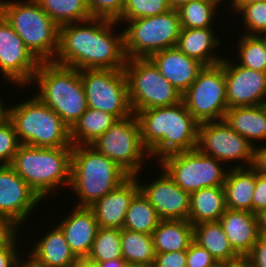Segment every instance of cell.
<instances>
[{
  "label": "cell",
  "mask_w": 266,
  "mask_h": 267,
  "mask_svg": "<svg viewBox=\"0 0 266 267\" xmlns=\"http://www.w3.org/2000/svg\"><path fill=\"white\" fill-rule=\"evenodd\" d=\"M119 24L91 18L60 26L59 47L53 63L78 70H124L127 62L124 29L119 33L116 29Z\"/></svg>",
  "instance_id": "1"
},
{
  "label": "cell",
  "mask_w": 266,
  "mask_h": 267,
  "mask_svg": "<svg viewBox=\"0 0 266 267\" xmlns=\"http://www.w3.org/2000/svg\"><path fill=\"white\" fill-rule=\"evenodd\" d=\"M141 140L150 158L160 161L165 156L197 148L199 123L183 101L167 106L137 111Z\"/></svg>",
  "instance_id": "2"
},
{
  "label": "cell",
  "mask_w": 266,
  "mask_h": 267,
  "mask_svg": "<svg viewBox=\"0 0 266 267\" xmlns=\"http://www.w3.org/2000/svg\"><path fill=\"white\" fill-rule=\"evenodd\" d=\"M73 147L41 148L21 144L10 166L43 200L60 186L70 187Z\"/></svg>",
  "instance_id": "3"
},
{
  "label": "cell",
  "mask_w": 266,
  "mask_h": 267,
  "mask_svg": "<svg viewBox=\"0 0 266 267\" xmlns=\"http://www.w3.org/2000/svg\"><path fill=\"white\" fill-rule=\"evenodd\" d=\"M36 97L54 110L70 129L87 110L80 70L53 62H40L32 79Z\"/></svg>",
  "instance_id": "4"
},
{
  "label": "cell",
  "mask_w": 266,
  "mask_h": 267,
  "mask_svg": "<svg viewBox=\"0 0 266 267\" xmlns=\"http://www.w3.org/2000/svg\"><path fill=\"white\" fill-rule=\"evenodd\" d=\"M129 175L90 145L73 146L70 188L79 198L77 207H90L124 182Z\"/></svg>",
  "instance_id": "5"
},
{
  "label": "cell",
  "mask_w": 266,
  "mask_h": 267,
  "mask_svg": "<svg viewBox=\"0 0 266 267\" xmlns=\"http://www.w3.org/2000/svg\"><path fill=\"white\" fill-rule=\"evenodd\" d=\"M0 13L39 62H53L59 26L35 0H0Z\"/></svg>",
  "instance_id": "6"
},
{
  "label": "cell",
  "mask_w": 266,
  "mask_h": 267,
  "mask_svg": "<svg viewBox=\"0 0 266 267\" xmlns=\"http://www.w3.org/2000/svg\"><path fill=\"white\" fill-rule=\"evenodd\" d=\"M9 120L21 144L41 148L73 147L68 126L36 96L10 105Z\"/></svg>",
  "instance_id": "7"
},
{
  "label": "cell",
  "mask_w": 266,
  "mask_h": 267,
  "mask_svg": "<svg viewBox=\"0 0 266 267\" xmlns=\"http://www.w3.org/2000/svg\"><path fill=\"white\" fill-rule=\"evenodd\" d=\"M124 26V49L127 59L149 58L155 52L176 47L181 31L177 10L128 21Z\"/></svg>",
  "instance_id": "8"
},
{
  "label": "cell",
  "mask_w": 266,
  "mask_h": 267,
  "mask_svg": "<svg viewBox=\"0 0 266 267\" xmlns=\"http://www.w3.org/2000/svg\"><path fill=\"white\" fill-rule=\"evenodd\" d=\"M124 72L133 113L173 106L182 101V94L161 75L149 58L127 59Z\"/></svg>",
  "instance_id": "9"
},
{
  "label": "cell",
  "mask_w": 266,
  "mask_h": 267,
  "mask_svg": "<svg viewBox=\"0 0 266 267\" xmlns=\"http://www.w3.org/2000/svg\"><path fill=\"white\" fill-rule=\"evenodd\" d=\"M90 146L114 161L129 176L141 174L145 168L142 164L147 163L144 160H150L141 140L140 124L135 113L118 119Z\"/></svg>",
  "instance_id": "10"
},
{
  "label": "cell",
  "mask_w": 266,
  "mask_h": 267,
  "mask_svg": "<svg viewBox=\"0 0 266 267\" xmlns=\"http://www.w3.org/2000/svg\"><path fill=\"white\" fill-rule=\"evenodd\" d=\"M158 162L159 168L189 194L202 188L223 186L229 170L224 163L197 148L169 154Z\"/></svg>",
  "instance_id": "11"
},
{
  "label": "cell",
  "mask_w": 266,
  "mask_h": 267,
  "mask_svg": "<svg viewBox=\"0 0 266 267\" xmlns=\"http://www.w3.org/2000/svg\"><path fill=\"white\" fill-rule=\"evenodd\" d=\"M182 101L199 124L223 120L229 109L224 59L220 64L204 66L195 81L183 93Z\"/></svg>",
  "instance_id": "12"
},
{
  "label": "cell",
  "mask_w": 266,
  "mask_h": 267,
  "mask_svg": "<svg viewBox=\"0 0 266 267\" xmlns=\"http://www.w3.org/2000/svg\"><path fill=\"white\" fill-rule=\"evenodd\" d=\"M87 107L98 109L122 119L133 114L124 70H80Z\"/></svg>",
  "instance_id": "13"
},
{
  "label": "cell",
  "mask_w": 266,
  "mask_h": 267,
  "mask_svg": "<svg viewBox=\"0 0 266 267\" xmlns=\"http://www.w3.org/2000/svg\"><path fill=\"white\" fill-rule=\"evenodd\" d=\"M197 149L225 163V166L226 162L236 160L242 164H235L234 168L252 167L254 163V146L224 120L199 124Z\"/></svg>",
  "instance_id": "14"
},
{
  "label": "cell",
  "mask_w": 266,
  "mask_h": 267,
  "mask_svg": "<svg viewBox=\"0 0 266 267\" xmlns=\"http://www.w3.org/2000/svg\"><path fill=\"white\" fill-rule=\"evenodd\" d=\"M39 63L0 13V73L4 80L13 85L18 84L16 88H27Z\"/></svg>",
  "instance_id": "15"
},
{
  "label": "cell",
  "mask_w": 266,
  "mask_h": 267,
  "mask_svg": "<svg viewBox=\"0 0 266 267\" xmlns=\"http://www.w3.org/2000/svg\"><path fill=\"white\" fill-rule=\"evenodd\" d=\"M42 199L10 165H0V215L19 231Z\"/></svg>",
  "instance_id": "16"
},
{
  "label": "cell",
  "mask_w": 266,
  "mask_h": 267,
  "mask_svg": "<svg viewBox=\"0 0 266 267\" xmlns=\"http://www.w3.org/2000/svg\"><path fill=\"white\" fill-rule=\"evenodd\" d=\"M228 108L266 104V72L245 68L224 58Z\"/></svg>",
  "instance_id": "17"
},
{
  "label": "cell",
  "mask_w": 266,
  "mask_h": 267,
  "mask_svg": "<svg viewBox=\"0 0 266 267\" xmlns=\"http://www.w3.org/2000/svg\"><path fill=\"white\" fill-rule=\"evenodd\" d=\"M150 183H139V190L156 209L161 220H188L190 194L181 189L163 170Z\"/></svg>",
  "instance_id": "18"
},
{
  "label": "cell",
  "mask_w": 266,
  "mask_h": 267,
  "mask_svg": "<svg viewBox=\"0 0 266 267\" xmlns=\"http://www.w3.org/2000/svg\"><path fill=\"white\" fill-rule=\"evenodd\" d=\"M138 178V175L129 176L118 187L89 207L93 211L99 227L123 228L130 201L139 191Z\"/></svg>",
  "instance_id": "19"
},
{
  "label": "cell",
  "mask_w": 266,
  "mask_h": 267,
  "mask_svg": "<svg viewBox=\"0 0 266 267\" xmlns=\"http://www.w3.org/2000/svg\"><path fill=\"white\" fill-rule=\"evenodd\" d=\"M149 59L158 68L161 75L182 95L204 67L197 60L186 56L177 47L155 52Z\"/></svg>",
  "instance_id": "20"
},
{
  "label": "cell",
  "mask_w": 266,
  "mask_h": 267,
  "mask_svg": "<svg viewBox=\"0 0 266 267\" xmlns=\"http://www.w3.org/2000/svg\"><path fill=\"white\" fill-rule=\"evenodd\" d=\"M57 226L63 232L70 250L79 258H87L93 246L98 223L89 207H72Z\"/></svg>",
  "instance_id": "21"
},
{
  "label": "cell",
  "mask_w": 266,
  "mask_h": 267,
  "mask_svg": "<svg viewBox=\"0 0 266 267\" xmlns=\"http://www.w3.org/2000/svg\"><path fill=\"white\" fill-rule=\"evenodd\" d=\"M219 222L233 250L238 255H248L259 236L256 214L226 209Z\"/></svg>",
  "instance_id": "22"
},
{
  "label": "cell",
  "mask_w": 266,
  "mask_h": 267,
  "mask_svg": "<svg viewBox=\"0 0 266 267\" xmlns=\"http://www.w3.org/2000/svg\"><path fill=\"white\" fill-rule=\"evenodd\" d=\"M52 227L31 244L32 250L28 256L44 267H74L78 258L70 250L61 229L57 225Z\"/></svg>",
  "instance_id": "23"
},
{
  "label": "cell",
  "mask_w": 266,
  "mask_h": 267,
  "mask_svg": "<svg viewBox=\"0 0 266 267\" xmlns=\"http://www.w3.org/2000/svg\"><path fill=\"white\" fill-rule=\"evenodd\" d=\"M213 29V27L181 28L176 47L204 66L220 64L223 61L222 56L212 53L221 44Z\"/></svg>",
  "instance_id": "24"
},
{
  "label": "cell",
  "mask_w": 266,
  "mask_h": 267,
  "mask_svg": "<svg viewBox=\"0 0 266 267\" xmlns=\"http://www.w3.org/2000/svg\"><path fill=\"white\" fill-rule=\"evenodd\" d=\"M223 120L254 147L256 140H266V104L231 107L225 112Z\"/></svg>",
  "instance_id": "25"
},
{
  "label": "cell",
  "mask_w": 266,
  "mask_h": 267,
  "mask_svg": "<svg viewBox=\"0 0 266 267\" xmlns=\"http://www.w3.org/2000/svg\"><path fill=\"white\" fill-rule=\"evenodd\" d=\"M226 208L252 212L253 192L256 187V169L252 167L228 170L224 182Z\"/></svg>",
  "instance_id": "26"
},
{
  "label": "cell",
  "mask_w": 266,
  "mask_h": 267,
  "mask_svg": "<svg viewBox=\"0 0 266 267\" xmlns=\"http://www.w3.org/2000/svg\"><path fill=\"white\" fill-rule=\"evenodd\" d=\"M226 209L224 186L202 188L190 194L188 221L192 225L219 221Z\"/></svg>",
  "instance_id": "27"
},
{
  "label": "cell",
  "mask_w": 266,
  "mask_h": 267,
  "mask_svg": "<svg viewBox=\"0 0 266 267\" xmlns=\"http://www.w3.org/2000/svg\"><path fill=\"white\" fill-rule=\"evenodd\" d=\"M152 239L155 254L187 250L193 241V225L188 220H161Z\"/></svg>",
  "instance_id": "28"
},
{
  "label": "cell",
  "mask_w": 266,
  "mask_h": 267,
  "mask_svg": "<svg viewBox=\"0 0 266 267\" xmlns=\"http://www.w3.org/2000/svg\"><path fill=\"white\" fill-rule=\"evenodd\" d=\"M118 119L107 112L87 107L84 114L70 128L73 146L90 145L104 134Z\"/></svg>",
  "instance_id": "29"
},
{
  "label": "cell",
  "mask_w": 266,
  "mask_h": 267,
  "mask_svg": "<svg viewBox=\"0 0 266 267\" xmlns=\"http://www.w3.org/2000/svg\"><path fill=\"white\" fill-rule=\"evenodd\" d=\"M193 240L207 249L219 263L238 256L231 247L219 221L202 222L193 225Z\"/></svg>",
  "instance_id": "30"
},
{
  "label": "cell",
  "mask_w": 266,
  "mask_h": 267,
  "mask_svg": "<svg viewBox=\"0 0 266 267\" xmlns=\"http://www.w3.org/2000/svg\"><path fill=\"white\" fill-rule=\"evenodd\" d=\"M121 248L127 263L152 267L155 250L151 234L121 229Z\"/></svg>",
  "instance_id": "31"
},
{
  "label": "cell",
  "mask_w": 266,
  "mask_h": 267,
  "mask_svg": "<svg viewBox=\"0 0 266 267\" xmlns=\"http://www.w3.org/2000/svg\"><path fill=\"white\" fill-rule=\"evenodd\" d=\"M160 221L156 209L139 190L130 201L123 228L152 235Z\"/></svg>",
  "instance_id": "32"
},
{
  "label": "cell",
  "mask_w": 266,
  "mask_h": 267,
  "mask_svg": "<svg viewBox=\"0 0 266 267\" xmlns=\"http://www.w3.org/2000/svg\"><path fill=\"white\" fill-rule=\"evenodd\" d=\"M60 27L92 18L86 0H35Z\"/></svg>",
  "instance_id": "33"
},
{
  "label": "cell",
  "mask_w": 266,
  "mask_h": 267,
  "mask_svg": "<svg viewBox=\"0 0 266 267\" xmlns=\"http://www.w3.org/2000/svg\"><path fill=\"white\" fill-rule=\"evenodd\" d=\"M224 0H197L182 5L177 9L181 28L212 27L216 9ZM220 4V5H219Z\"/></svg>",
  "instance_id": "34"
},
{
  "label": "cell",
  "mask_w": 266,
  "mask_h": 267,
  "mask_svg": "<svg viewBox=\"0 0 266 267\" xmlns=\"http://www.w3.org/2000/svg\"><path fill=\"white\" fill-rule=\"evenodd\" d=\"M116 258H123L121 229L99 227L87 259L91 262L99 263Z\"/></svg>",
  "instance_id": "35"
},
{
  "label": "cell",
  "mask_w": 266,
  "mask_h": 267,
  "mask_svg": "<svg viewBox=\"0 0 266 267\" xmlns=\"http://www.w3.org/2000/svg\"><path fill=\"white\" fill-rule=\"evenodd\" d=\"M239 39L238 64L248 69L266 72V51L259 38L256 35L242 34Z\"/></svg>",
  "instance_id": "36"
},
{
  "label": "cell",
  "mask_w": 266,
  "mask_h": 267,
  "mask_svg": "<svg viewBox=\"0 0 266 267\" xmlns=\"http://www.w3.org/2000/svg\"><path fill=\"white\" fill-rule=\"evenodd\" d=\"M171 10L167 0H126L117 21H128L156 16Z\"/></svg>",
  "instance_id": "37"
},
{
  "label": "cell",
  "mask_w": 266,
  "mask_h": 267,
  "mask_svg": "<svg viewBox=\"0 0 266 267\" xmlns=\"http://www.w3.org/2000/svg\"><path fill=\"white\" fill-rule=\"evenodd\" d=\"M238 12V13H237ZM243 17V24L246 27L243 34L257 35L266 29V1H259L241 5L236 11Z\"/></svg>",
  "instance_id": "38"
},
{
  "label": "cell",
  "mask_w": 266,
  "mask_h": 267,
  "mask_svg": "<svg viewBox=\"0 0 266 267\" xmlns=\"http://www.w3.org/2000/svg\"><path fill=\"white\" fill-rule=\"evenodd\" d=\"M21 143L13 123L8 119L0 124V165H10Z\"/></svg>",
  "instance_id": "39"
},
{
  "label": "cell",
  "mask_w": 266,
  "mask_h": 267,
  "mask_svg": "<svg viewBox=\"0 0 266 267\" xmlns=\"http://www.w3.org/2000/svg\"><path fill=\"white\" fill-rule=\"evenodd\" d=\"M126 0H86L92 18L117 21L123 11Z\"/></svg>",
  "instance_id": "40"
},
{
  "label": "cell",
  "mask_w": 266,
  "mask_h": 267,
  "mask_svg": "<svg viewBox=\"0 0 266 267\" xmlns=\"http://www.w3.org/2000/svg\"><path fill=\"white\" fill-rule=\"evenodd\" d=\"M216 263L217 261L207 249L200 246L194 240L190 243L187 249V267H209Z\"/></svg>",
  "instance_id": "41"
},
{
  "label": "cell",
  "mask_w": 266,
  "mask_h": 267,
  "mask_svg": "<svg viewBox=\"0 0 266 267\" xmlns=\"http://www.w3.org/2000/svg\"><path fill=\"white\" fill-rule=\"evenodd\" d=\"M18 234L16 233L9 241L0 246V267H16L20 259V253L17 251L19 245Z\"/></svg>",
  "instance_id": "42"
},
{
  "label": "cell",
  "mask_w": 266,
  "mask_h": 267,
  "mask_svg": "<svg viewBox=\"0 0 266 267\" xmlns=\"http://www.w3.org/2000/svg\"><path fill=\"white\" fill-rule=\"evenodd\" d=\"M187 250L155 254L152 267H187Z\"/></svg>",
  "instance_id": "43"
},
{
  "label": "cell",
  "mask_w": 266,
  "mask_h": 267,
  "mask_svg": "<svg viewBox=\"0 0 266 267\" xmlns=\"http://www.w3.org/2000/svg\"><path fill=\"white\" fill-rule=\"evenodd\" d=\"M266 208V175L256 170V187L253 192L252 213Z\"/></svg>",
  "instance_id": "44"
},
{
  "label": "cell",
  "mask_w": 266,
  "mask_h": 267,
  "mask_svg": "<svg viewBox=\"0 0 266 267\" xmlns=\"http://www.w3.org/2000/svg\"><path fill=\"white\" fill-rule=\"evenodd\" d=\"M248 256L253 267H266V235L259 234L257 242Z\"/></svg>",
  "instance_id": "45"
},
{
  "label": "cell",
  "mask_w": 266,
  "mask_h": 267,
  "mask_svg": "<svg viewBox=\"0 0 266 267\" xmlns=\"http://www.w3.org/2000/svg\"><path fill=\"white\" fill-rule=\"evenodd\" d=\"M17 232L20 231L0 215V246L9 241Z\"/></svg>",
  "instance_id": "46"
},
{
  "label": "cell",
  "mask_w": 266,
  "mask_h": 267,
  "mask_svg": "<svg viewBox=\"0 0 266 267\" xmlns=\"http://www.w3.org/2000/svg\"><path fill=\"white\" fill-rule=\"evenodd\" d=\"M253 167L260 173L266 175V144L254 147Z\"/></svg>",
  "instance_id": "47"
},
{
  "label": "cell",
  "mask_w": 266,
  "mask_h": 267,
  "mask_svg": "<svg viewBox=\"0 0 266 267\" xmlns=\"http://www.w3.org/2000/svg\"><path fill=\"white\" fill-rule=\"evenodd\" d=\"M221 267H253V265L248 255H238L233 259L222 262Z\"/></svg>",
  "instance_id": "48"
},
{
  "label": "cell",
  "mask_w": 266,
  "mask_h": 267,
  "mask_svg": "<svg viewBox=\"0 0 266 267\" xmlns=\"http://www.w3.org/2000/svg\"><path fill=\"white\" fill-rule=\"evenodd\" d=\"M257 228L260 235H266V208L256 213Z\"/></svg>",
  "instance_id": "49"
},
{
  "label": "cell",
  "mask_w": 266,
  "mask_h": 267,
  "mask_svg": "<svg viewBox=\"0 0 266 267\" xmlns=\"http://www.w3.org/2000/svg\"><path fill=\"white\" fill-rule=\"evenodd\" d=\"M126 263L124 258H116L105 262H99L97 265L98 267H124Z\"/></svg>",
  "instance_id": "50"
},
{
  "label": "cell",
  "mask_w": 266,
  "mask_h": 267,
  "mask_svg": "<svg viewBox=\"0 0 266 267\" xmlns=\"http://www.w3.org/2000/svg\"><path fill=\"white\" fill-rule=\"evenodd\" d=\"M27 259L25 257V259L21 256L18 263H17V266L16 267H44L40 264H38L37 262H35L31 257H29L27 255ZM23 259V260H22Z\"/></svg>",
  "instance_id": "51"
},
{
  "label": "cell",
  "mask_w": 266,
  "mask_h": 267,
  "mask_svg": "<svg viewBox=\"0 0 266 267\" xmlns=\"http://www.w3.org/2000/svg\"><path fill=\"white\" fill-rule=\"evenodd\" d=\"M0 94V124L6 122L9 119V107L4 104V100Z\"/></svg>",
  "instance_id": "52"
},
{
  "label": "cell",
  "mask_w": 266,
  "mask_h": 267,
  "mask_svg": "<svg viewBox=\"0 0 266 267\" xmlns=\"http://www.w3.org/2000/svg\"><path fill=\"white\" fill-rule=\"evenodd\" d=\"M259 1H266V0H231L230 9L234 10L232 12H235L243 4H250Z\"/></svg>",
  "instance_id": "53"
},
{
  "label": "cell",
  "mask_w": 266,
  "mask_h": 267,
  "mask_svg": "<svg viewBox=\"0 0 266 267\" xmlns=\"http://www.w3.org/2000/svg\"><path fill=\"white\" fill-rule=\"evenodd\" d=\"M167 1H168V4L172 10H177L182 5L190 3L192 1H197V0H167Z\"/></svg>",
  "instance_id": "54"
},
{
  "label": "cell",
  "mask_w": 266,
  "mask_h": 267,
  "mask_svg": "<svg viewBox=\"0 0 266 267\" xmlns=\"http://www.w3.org/2000/svg\"><path fill=\"white\" fill-rule=\"evenodd\" d=\"M74 267H98L97 263L89 261L87 258H79Z\"/></svg>",
  "instance_id": "55"
},
{
  "label": "cell",
  "mask_w": 266,
  "mask_h": 267,
  "mask_svg": "<svg viewBox=\"0 0 266 267\" xmlns=\"http://www.w3.org/2000/svg\"><path fill=\"white\" fill-rule=\"evenodd\" d=\"M256 36L263 43L264 50L266 51V29H264L261 32H259Z\"/></svg>",
  "instance_id": "56"
},
{
  "label": "cell",
  "mask_w": 266,
  "mask_h": 267,
  "mask_svg": "<svg viewBox=\"0 0 266 267\" xmlns=\"http://www.w3.org/2000/svg\"><path fill=\"white\" fill-rule=\"evenodd\" d=\"M124 267H146V266H142V265H135V264L126 263V265H125Z\"/></svg>",
  "instance_id": "57"
},
{
  "label": "cell",
  "mask_w": 266,
  "mask_h": 267,
  "mask_svg": "<svg viewBox=\"0 0 266 267\" xmlns=\"http://www.w3.org/2000/svg\"><path fill=\"white\" fill-rule=\"evenodd\" d=\"M209 267H221V263L217 262L215 265L209 266Z\"/></svg>",
  "instance_id": "58"
}]
</instances>
